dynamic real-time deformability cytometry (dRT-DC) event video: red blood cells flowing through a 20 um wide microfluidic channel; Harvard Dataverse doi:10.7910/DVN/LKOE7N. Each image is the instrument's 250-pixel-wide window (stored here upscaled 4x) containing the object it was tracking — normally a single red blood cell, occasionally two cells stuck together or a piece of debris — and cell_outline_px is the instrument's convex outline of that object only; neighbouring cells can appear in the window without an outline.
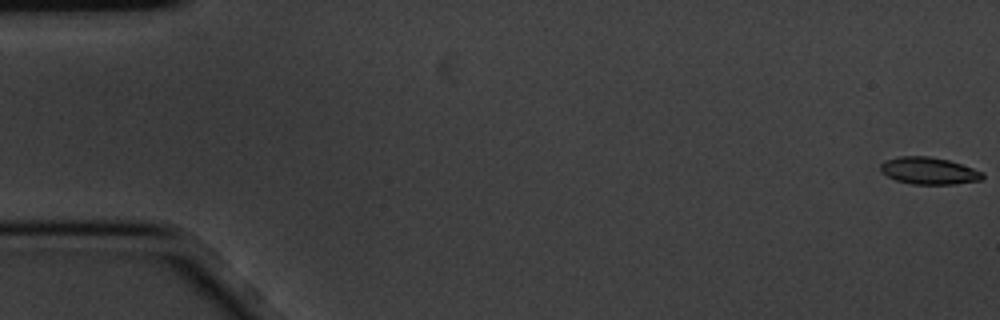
{"species": "common noctule bat (a hibernating species)", "species_latin": "Nyctalus noctula", "temperature_condition": "cold", "stored_images_in_passage": 6, "camera_frame_rate_fps": 3000, "um_per_image_px": 0.085, "animal": {"sex": "male", "body_mass_g": 20.1, "forearm_length_mm": 53.5}, "frame": {"image": 1, "passage_image": 1, "time_ms": 0.0, "image_size_px": [1000, 320], "cell_outline_px": [[984, 176], [980, 180], [952, 184], [912, 184], [896, 180], [880, 172], [880, 164], [884, 160], [900, 156], [928, 156], [948, 160], [984, 172]], "centroid_in_image_um": [78.92, 14.51], "position_along_channel_um": 6.1, "area_um2": 16.01}}
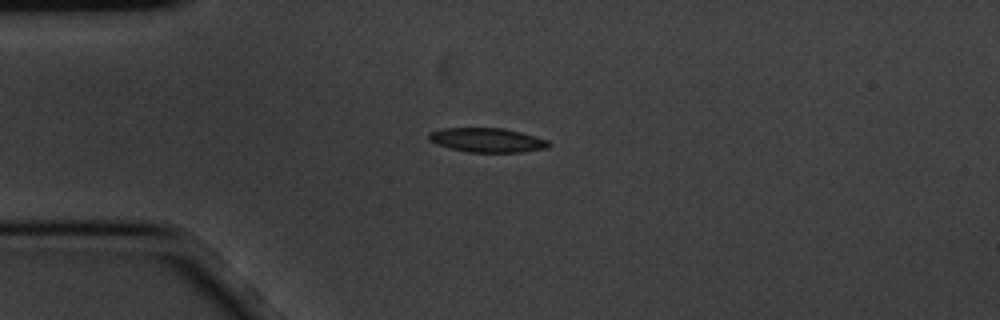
{"frame": {"image": 2, "passage_image": 4, "time_ms": 1.0, "image_size_px": [1000, 320], "cell_outline_px": [[548, 148], [520, 152], [468, 152], [436, 144], [428, 140], [428, 132], [444, 128], [504, 128], [520, 132], [548, 140]], "centroid_in_image_um": [41.37, 11.9], "position_along_channel_um": 43.6, "area_um2": 16.82}}
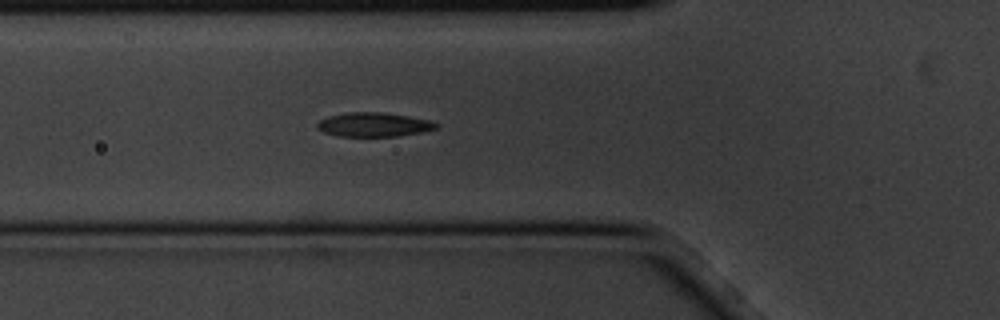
{"frame": {"image": 3, "passage_image": 6, "time_ms": 1.667, "image_size_px": [1000, 320], "cell_outline_px": [[440, 124], [436, 128], [424, 132], [400, 136], [340, 136], [324, 132], [316, 128], [316, 124], [320, 120], [328, 116], [348, 112], [384, 112], [408, 116], [428, 120]], "centroid_in_image_um": [31.78, 10.59], "position_along_channel_um": 94.0, "area_um2": 16.76}}